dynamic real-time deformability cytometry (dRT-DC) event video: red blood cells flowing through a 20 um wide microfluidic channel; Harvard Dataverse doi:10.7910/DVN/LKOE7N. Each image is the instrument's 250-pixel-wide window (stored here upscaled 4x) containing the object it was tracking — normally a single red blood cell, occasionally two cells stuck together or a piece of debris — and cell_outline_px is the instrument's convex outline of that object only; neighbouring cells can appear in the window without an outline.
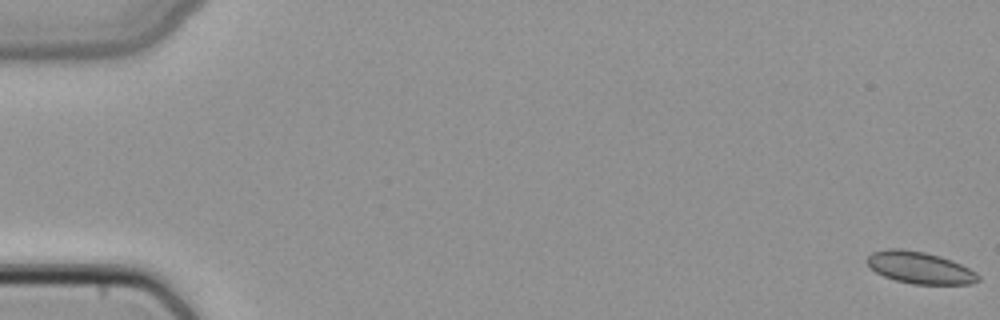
{"species": "common noctule bat (a hibernating species)", "species_latin": "Nyctalus noctula", "temperature_condition": "cold", "stored_images_in_passage": 5, "camera_frame_rate_fps": 3000, "um_per_image_px": 0.085, "animal": {"sex": "female", "body_mass_g": 22.7, "forearm_length_mm": 54.2}, "frame": {"image": 1, "passage_image": 1, "time_ms": 0.0, "image_size_px": [1000, 320], "cell_outline_px": [[980, 280], [972, 284], [912, 284], [896, 280], [884, 276], [876, 272], [864, 260], [872, 252], [888, 248], [900, 248], [924, 252], [940, 256], [952, 260], [976, 272], [980, 276]], "centroid_in_image_um": [78.18, 22.75], "position_along_channel_um": 6.8, "area_um2": 20.69}}
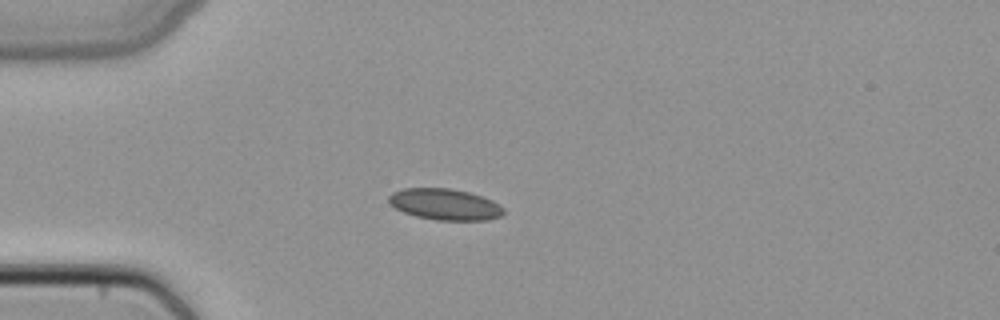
{"frame": {"image": 2, "passage_image": 5, "time_ms": 1.333, "image_size_px": [1000, 320], "cell_outline_px": [[504, 212], [500, 216], [488, 220], [436, 220], [416, 216], [404, 212], [388, 204], [388, 196], [392, 192], [404, 188], [448, 188], [468, 192], [492, 200], [500, 204], [504, 208]], "centroid_in_image_um": [37.8, 17.37], "position_along_channel_um": 47.2, "area_um2": 20.92}}